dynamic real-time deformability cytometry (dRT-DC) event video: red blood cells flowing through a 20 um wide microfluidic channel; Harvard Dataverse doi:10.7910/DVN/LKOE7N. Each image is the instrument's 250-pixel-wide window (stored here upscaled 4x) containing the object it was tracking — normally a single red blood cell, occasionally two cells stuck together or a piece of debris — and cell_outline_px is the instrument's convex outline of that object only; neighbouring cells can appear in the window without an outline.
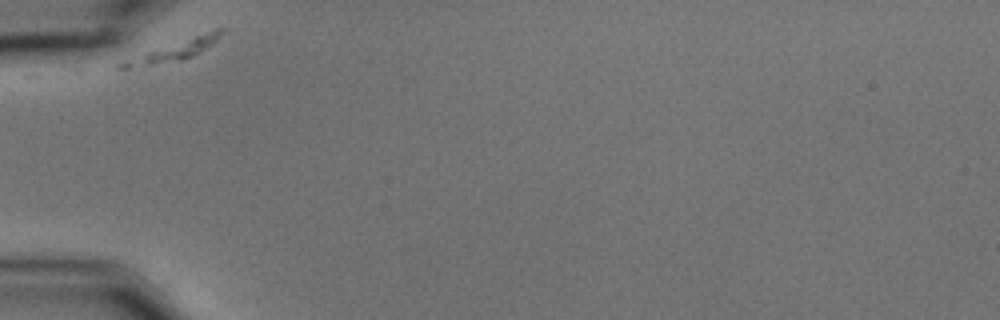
{"species": "common noctule bat (a hibernating species)", "species_latin": "Nyctalus noctula", "temperature_condition": "cold", "stored_images_in_passage": 4, "camera_frame_rate_fps": 3000, "um_per_image_px": 0.085, "animal": {"sex": "male", "body_mass_g": 15.6}, "frame": {"image": 1, "passage_image": 1, "time_ms": 0.0, "image_size_px": [1000, 320], "cell_outline_px": [[224, 32], [212, 44], [200, 52], [184, 60], [128, 68], [116, 68], [116, 64], [148, 52], [216, 28], [224, 28]], "centroid_in_image_um": [14.86, 4.29], "position_along_channel_um": 70.1, "area_um2": 11.04}}